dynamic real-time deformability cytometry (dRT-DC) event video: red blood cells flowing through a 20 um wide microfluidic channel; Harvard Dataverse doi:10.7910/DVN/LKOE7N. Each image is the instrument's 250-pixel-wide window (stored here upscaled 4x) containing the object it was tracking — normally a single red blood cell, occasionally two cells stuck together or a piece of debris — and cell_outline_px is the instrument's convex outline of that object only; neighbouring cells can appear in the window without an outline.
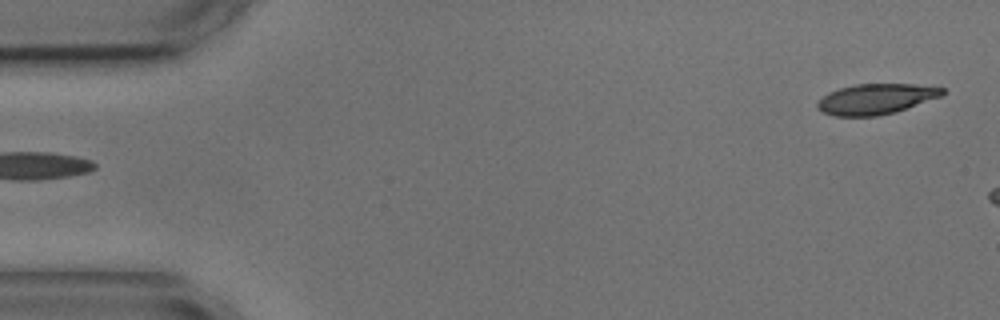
{"species": "common noctule bat (a hibernating species)", "species_latin": "Nyctalus noctula", "temperature_condition": "cold", "stored_images_in_passage": 5, "segment_of_instrument_passage": [2, 2], "camera_frame_rate_fps": 3000, "um_per_image_px": 0.085, "animal": {"sex": "male", "body_mass_g": 17.9, "forearm_length_mm": 54.2}, "frame": {"image": 1, "passage_image": 5, "time_ms": 4.667, "image_size_px": [1000, 320], "cell_outline_px": [[948, 92], [940, 96], [896, 112], [876, 116], [836, 116], [824, 112], [816, 108], [816, 100], [828, 92], [840, 88], [856, 84], [916, 84], [944, 88]], "centroid_in_image_um": [74.43, 8.41], "position_along_channel_um": 10.6, "area_um2": 22.25}}